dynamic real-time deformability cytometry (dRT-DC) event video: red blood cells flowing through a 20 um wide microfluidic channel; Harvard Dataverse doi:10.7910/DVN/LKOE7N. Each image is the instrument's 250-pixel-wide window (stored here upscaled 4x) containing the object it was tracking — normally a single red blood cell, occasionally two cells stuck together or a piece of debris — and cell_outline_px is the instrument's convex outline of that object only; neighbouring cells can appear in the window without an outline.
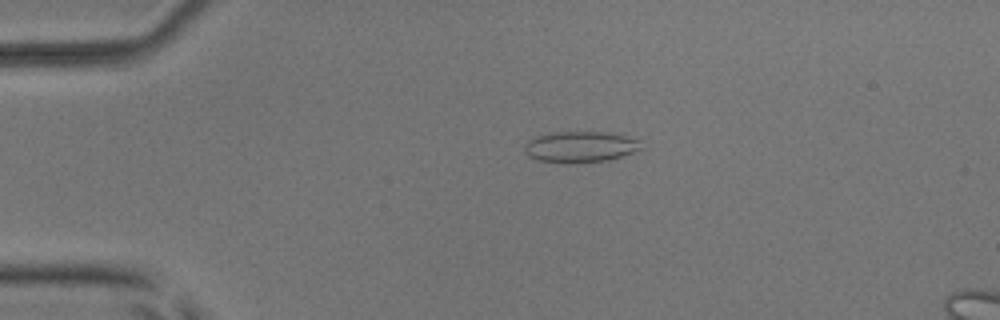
{"species": "common noctule bat (a hibernating species)", "species_latin": "Nyctalus noctula", "temperature_condition": "room temperature", "stored_images_in_passage": 52, "camera_frame_rate_fps": 3000, "um_per_image_px": 0.085, "animal": {"sex": "male", "body_mass_g": 17.9, "forearm_length_mm": 54.2}, "frame": {"image": 1, "passage_image": 11, "time_ms": 3.333, "image_size_px": [1000, 320], "cell_outline_px": [[644, 148], [608, 160], [540, 160], [528, 156], [524, 152], [524, 144], [528, 140], [536, 136], [556, 132], [612, 132], [640, 140]], "centroid_in_image_um": [49.36, 12.42], "position_along_channel_um": 35.6, "area_um2": 20.29}}
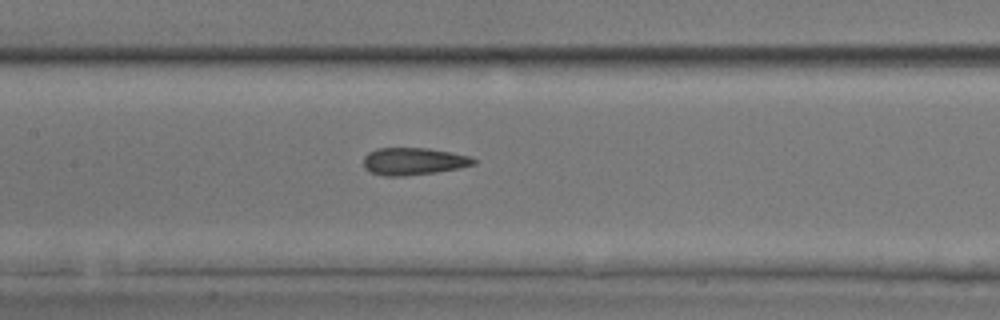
{"frame": {"image": 2, "passage_image": 25, "time_ms": 8.0, "image_size_px": [1000, 320], "cell_outline_px": [[476, 164], [460, 168], [436, 172], [404, 176], [384, 176], [368, 172], [364, 168], [364, 156], [368, 152], [376, 148], [428, 148], [452, 152], [468, 156], [476, 160]], "centroid_in_image_um": [35.12, 13.71], "position_along_channel_um": 172.3, "area_um2": 17.69}}
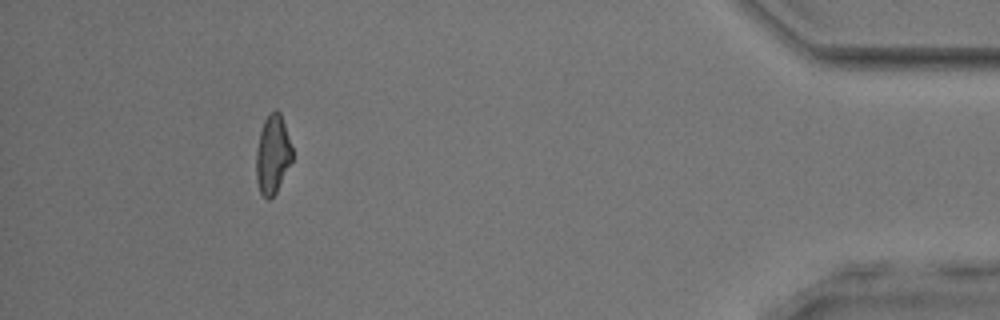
{"frame": {"image": 3, "passage_image": 48, "time_ms": 15.667, "image_size_px": [1000, 320], "cell_outline_px": [[292, 160], [276, 192], [268, 200], [260, 192], [256, 180], [256, 152], [260, 132], [264, 120], [268, 112], [276, 108], [280, 112], [292, 148]], "centroid_in_image_um": [23.16, 13.1], "position_along_channel_um": 412.0, "area_um2": 16.47}, "authors_computed_cell_mechanics": {"area_um2": 17.7157, "velocity_mm_per_s": 3.8885, "shape_relaxation_time_tau1_ms": 10.8826, "shape_relaxation_time_tau2_ms": 1.7541, "deformation_change_tau1": 0.2456, "deformation_change_tau2": 0.104}}